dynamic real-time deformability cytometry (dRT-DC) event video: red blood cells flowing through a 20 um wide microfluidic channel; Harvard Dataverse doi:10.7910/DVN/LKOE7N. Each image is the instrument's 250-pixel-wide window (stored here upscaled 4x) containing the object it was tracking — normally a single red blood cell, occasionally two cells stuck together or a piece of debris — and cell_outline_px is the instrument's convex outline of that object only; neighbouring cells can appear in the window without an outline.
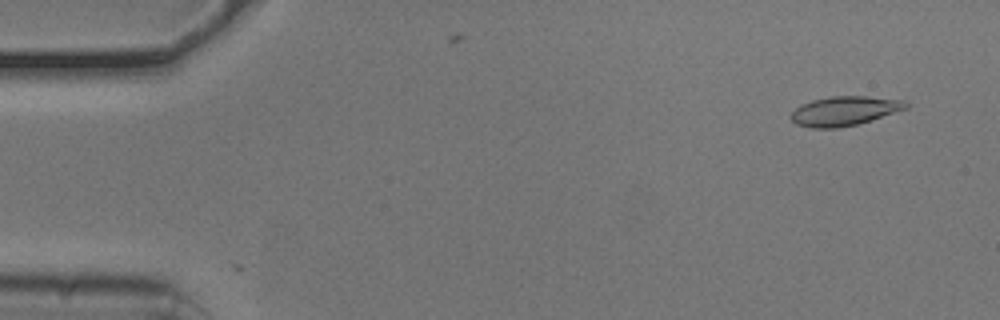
{"species": "common noctule bat (a hibernating species)", "species_latin": "Nyctalus noctula", "temperature_condition": "cold", "stored_images_in_passage": 8, "camera_frame_rate_fps": 3000, "um_per_image_px": 0.085, "animal": {"sex": "male", "body_mass_g": 20.5, "forearm_length_mm": 52.5}, "frame": {"image": 1, "passage_image": 4, "time_ms": 1.0, "image_size_px": [1000, 320], "cell_outline_px": [[908, 108], [872, 120], [856, 124], [836, 128], [812, 128], [796, 124], [788, 116], [800, 104], [812, 100], [832, 96], [868, 96], [904, 100], [908, 104]], "centroid_in_image_um": [71.76, 9.43], "position_along_channel_um": 13.2, "area_um2": 19.71}}